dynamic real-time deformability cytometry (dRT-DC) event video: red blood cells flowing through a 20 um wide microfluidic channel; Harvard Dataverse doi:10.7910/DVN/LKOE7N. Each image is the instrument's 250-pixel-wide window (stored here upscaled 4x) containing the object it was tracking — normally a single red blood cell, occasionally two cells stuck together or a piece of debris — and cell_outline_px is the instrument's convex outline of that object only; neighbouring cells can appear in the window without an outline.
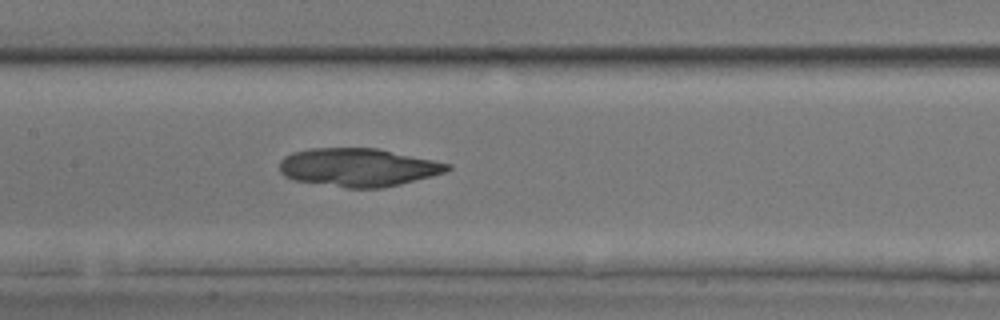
{"species": "common noctule bat (a hibernating species)", "species_latin": "Nyctalus noctula", "temperature_condition": "room temperature", "stored_images_in_passage": 53, "camera_frame_rate_fps": 3000, "um_per_image_px": 0.085, "animal": {"sex": "male", "body_mass_g": 17.9, "forearm_length_mm": 54.2}, "frame": {"image": 1, "passage_image": 26, "time_ms": 8.333, "image_size_px": [1000, 320], "cell_outline_px": [[452, 168], [444, 172], [432, 176], [384, 188], [348, 188], [292, 180], [284, 176], [280, 172], [280, 160], [284, 156], [292, 152], [308, 148], [376, 148], [452, 164]], "centroid_in_image_um": [30.41, 14.23], "position_along_channel_um": 177.0, "area_um2": 37.51}}
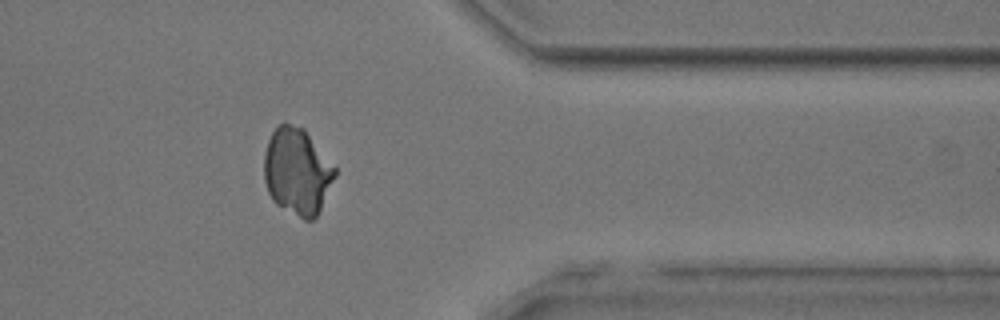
{"frame": {"image": 2, "passage_image": 43, "time_ms": 14.0, "image_size_px": [1000, 320], "cell_outline_px": [[336, 176], [316, 216], [312, 220], [304, 220], [276, 204], [272, 200], [268, 192], [264, 180], [264, 152], [268, 140], [272, 132], [284, 120], [304, 128], [336, 168]], "centroid_in_image_um": [25.24, 14.54], "position_along_channel_um": 386.2, "area_um2": 35.89}}
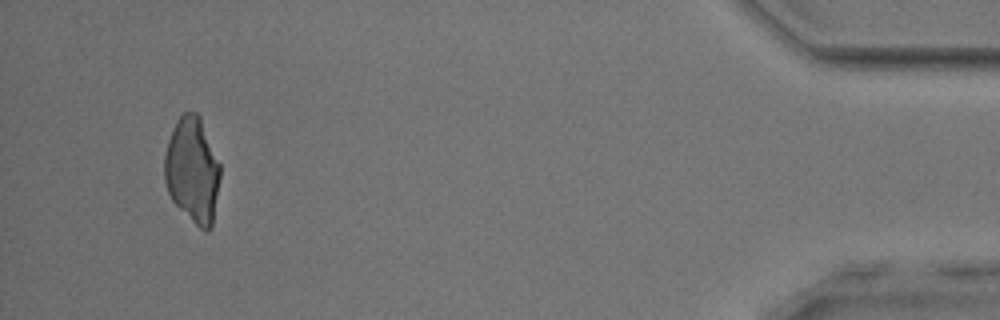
{"frame": {"image": 3, "passage_image": 50, "time_ms": 16.333, "image_size_px": [1000, 320], "cell_outline_px": [[220, 176], [212, 228], [208, 232], [204, 232], [172, 200], [168, 192], [164, 180], [164, 156], [168, 140], [172, 128], [176, 120], [184, 112], [196, 112], [200, 116], [220, 164]], "centroid_in_image_um": [16.35, 14.45], "position_along_channel_um": 418.8, "area_um2": 34.33}}